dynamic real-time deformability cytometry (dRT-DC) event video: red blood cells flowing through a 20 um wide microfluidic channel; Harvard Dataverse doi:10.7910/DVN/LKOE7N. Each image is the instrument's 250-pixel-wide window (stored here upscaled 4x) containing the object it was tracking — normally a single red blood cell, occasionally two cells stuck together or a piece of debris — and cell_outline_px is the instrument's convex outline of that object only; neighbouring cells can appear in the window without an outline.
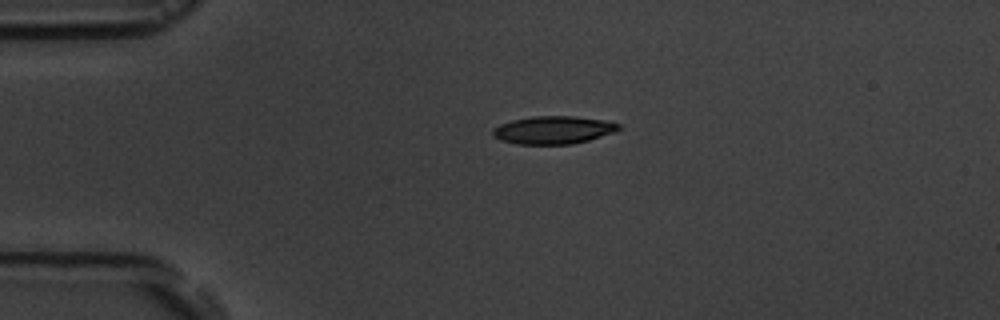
{"species": "common noctule bat (a hibernating species)", "species_latin": "Nyctalus noctula", "temperature_condition": "room temperature", "stored_images_in_passage": 2, "camera_frame_rate_fps": 3000, "um_per_image_px": 0.085, "animal": {"sex": "male", "body_mass_g": 19.5, "forearm_length_mm": 54.6}, "frame": {"image": 1, "passage_image": 1, "time_ms": 0.0, "image_size_px": [1000, 320], "cell_outline_px": [[620, 128], [616, 132], [588, 140], [572, 144], [516, 144], [500, 140], [492, 136], [492, 128], [500, 124], [512, 120], [532, 116], [576, 116], [608, 120], [620, 124]], "centroid_in_image_um": [47.04, 11.04], "position_along_channel_um": 38.0, "area_um2": 20.69}}